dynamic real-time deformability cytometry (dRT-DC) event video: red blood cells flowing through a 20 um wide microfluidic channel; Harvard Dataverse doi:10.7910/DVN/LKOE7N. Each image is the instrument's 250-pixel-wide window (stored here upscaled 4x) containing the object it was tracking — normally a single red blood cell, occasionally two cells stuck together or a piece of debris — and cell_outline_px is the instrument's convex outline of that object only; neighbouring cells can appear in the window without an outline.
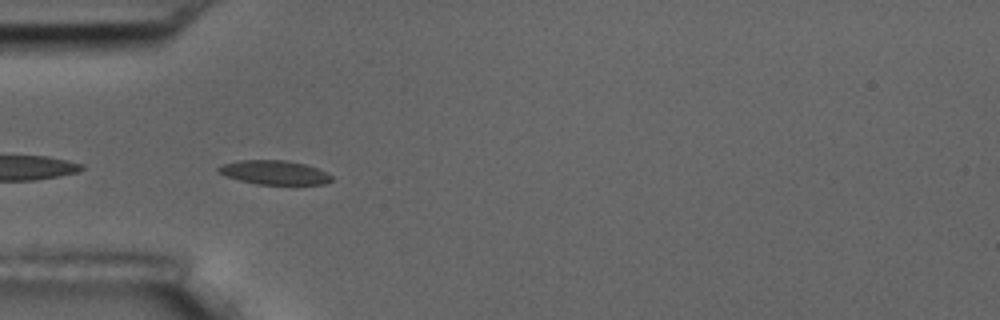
{"species": "common noctule bat (a hibernating species)", "species_latin": "Nyctalus noctula", "temperature_condition": "room temperature", "stored_images_in_passage": 5, "camera_frame_rate_fps": 3000, "um_per_image_px": 0.085, "animal": {"sex": "male", "body_mass_g": 17.5, "forearm_length_mm": 52.3}, "frame": {"image": 1, "passage_image": 4, "time_ms": 3.667, "image_size_px": [1000, 320], "cell_outline_px": [[332, 180], [324, 184], [256, 184], [224, 176], [216, 172], [216, 168], [220, 164], [240, 160], [288, 160], [304, 164], [316, 168], [332, 176]], "centroid_in_image_um": [23.23, 14.65], "position_along_channel_um": 61.8, "area_um2": 15.9}}